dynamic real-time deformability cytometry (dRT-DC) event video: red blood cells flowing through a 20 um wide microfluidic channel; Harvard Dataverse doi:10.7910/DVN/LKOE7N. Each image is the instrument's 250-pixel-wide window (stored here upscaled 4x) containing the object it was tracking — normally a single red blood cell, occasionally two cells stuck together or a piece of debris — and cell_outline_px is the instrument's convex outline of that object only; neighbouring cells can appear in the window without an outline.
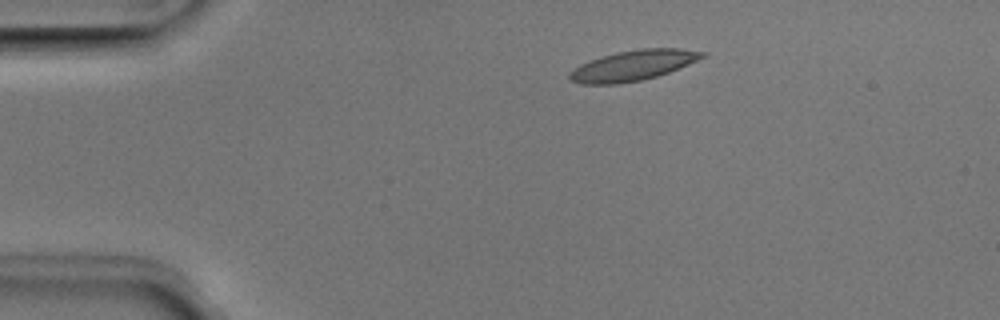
{"species": "Egyptian fruit bat (a non-hibernating species)", "species_latin": "Rousettus aegyptiacus", "temperature_condition": "room temperature", "stored_images_in_passage": 42, "camera_frame_rate_fps": 3000, "um_per_image_px": 0.085, "animal": {"sex": "male"}, "frame": {"image": 1, "passage_image": 1, "time_ms": 0.0, "image_size_px": [1000, 320], "cell_outline_px": [[708, 52], [704, 56], [688, 64], [668, 72], [656, 76], [640, 80], [616, 84], [580, 84], [568, 80], [568, 72], [572, 68], [588, 60], [600, 56], [616, 52], [640, 48], [680, 48]], "centroid_in_image_um": [53.73, 5.56], "position_along_channel_um": 31.3, "area_um2": 23.58}}
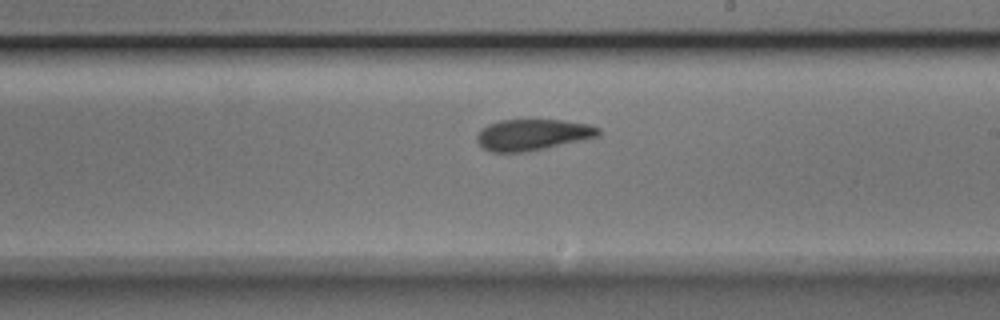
{"frame": {"image": 2, "passage_image": 21, "time_ms": 6.667, "image_size_px": [1000, 320], "cell_outline_px": [[600, 136], [544, 148], [524, 152], [492, 152], [484, 148], [476, 140], [476, 136], [488, 124], [500, 120], [560, 120], [588, 124], [600, 128]], "centroid_in_image_um": [45.28, 11.45], "position_along_channel_um": 243.7, "area_um2": 21.79}}
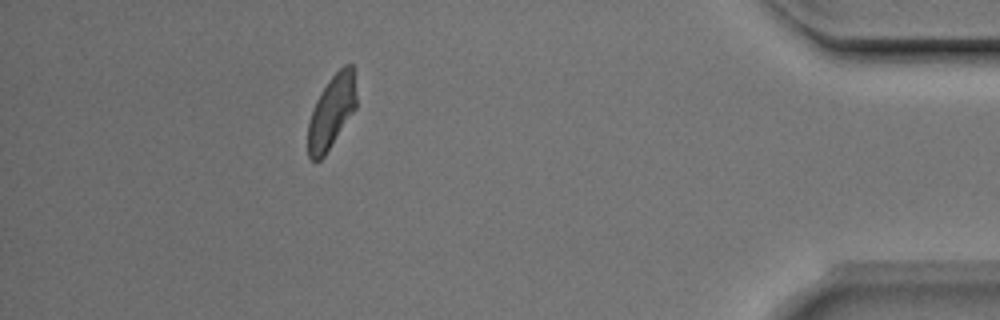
{"frame": {"image": 3, "passage_image": 37, "time_ms": 12.0, "image_size_px": [1000, 320], "cell_outline_px": [[356, 108], [324, 156], [320, 160], [312, 160], [308, 156], [308, 124], [316, 100], [320, 92], [328, 80], [344, 64], [352, 64], [356, 96]], "centroid_in_image_um": [28.17, 9.5], "position_along_channel_um": 407.0, "area_um2": 20.35}, "authors_computed_cell_mechanics": {"area_um2": 22.3108, "velocity_mm_per_s": 3.9937, "shape_relaxation_time_tau1_ms": 4.0821, "shape_relaxation_time_tau2_ms": 2.634, "deformation_change_tau1": 0.1176, "deformation_change_tau2": 0.094}}